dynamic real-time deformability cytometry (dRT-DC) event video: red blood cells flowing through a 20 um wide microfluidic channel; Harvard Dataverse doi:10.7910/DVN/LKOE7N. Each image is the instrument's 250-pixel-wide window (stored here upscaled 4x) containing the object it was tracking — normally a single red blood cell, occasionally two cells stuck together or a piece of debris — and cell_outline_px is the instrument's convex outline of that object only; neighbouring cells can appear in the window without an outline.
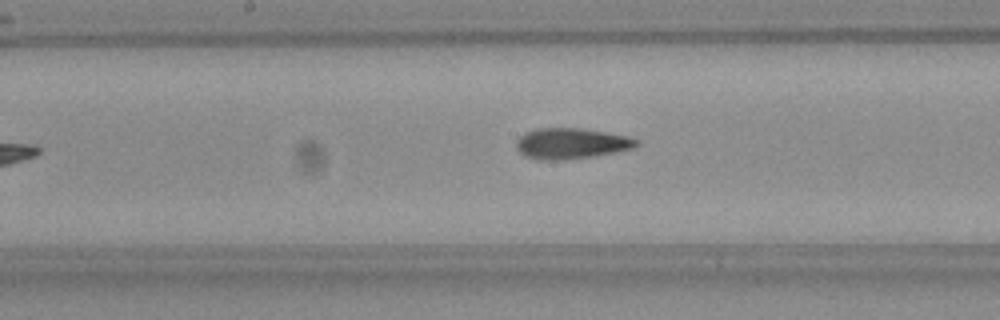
{"species": "Egyptian fruit bat (a non-hibernating species)", "species_latin": "Rousettus aegyptiacus", "temperature_condition": "room temperature", "stored_images_in_passage": 29, "camera_frame_rate_fps": 3000, "um_per_image_px": 0.085, "frame": {"image": 1, "passage_image": 13, "time_ms": 4.0, "image_size_px": [1000, 320], "cell_outline_px": [[640, 144], [632, 148], [616, 152], [592, 156], [560, 160], [540, 160], [528, 156], [520, 152], [516, 148], [516, 140], [524, 132], [536, 128], [580, 128], [628, 136], [640, 140]], "centroid_in_image_um": [48.55, 12.18], "position_along_channel_um": 199.7, "area_um2": 21.5}}